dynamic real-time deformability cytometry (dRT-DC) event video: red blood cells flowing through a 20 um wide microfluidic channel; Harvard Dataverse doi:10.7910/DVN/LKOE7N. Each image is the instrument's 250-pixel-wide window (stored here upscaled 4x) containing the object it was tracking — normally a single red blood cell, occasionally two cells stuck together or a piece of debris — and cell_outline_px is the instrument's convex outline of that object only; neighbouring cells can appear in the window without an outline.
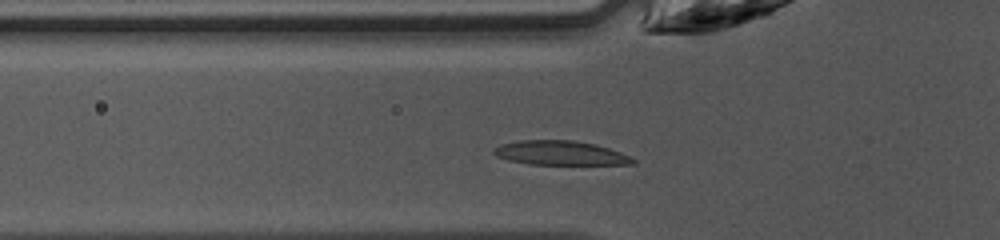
{"species": "common noctule bat (a hibernating species)", "species_latin": "Nyctalus noctula", "temperature_condition": "warm", "stored_images_in_passage": 28, "camera_frame_rate_fps": 3000, "um_per_image_px": 0.085, "animal": {"sex": "female", "body_mass_g": 10.0, "forearm_length_mm": 53.1}, "frame": {"image": 1, "passage_image": 3, "time_ms": 0.667, "image_size_px": [1000, 240], "cell_outline_px": [[636, 164], [528, 164], [508, 160], [496, 156], [492, 152], [500, 144], [520, 140], [572, 140], [596, 144], [620, 152], [636, 160]], "centroid_in_image_um": [47.61, 13.0], "position_along_channel_um": 78.2, "area_um2": 19.54}}
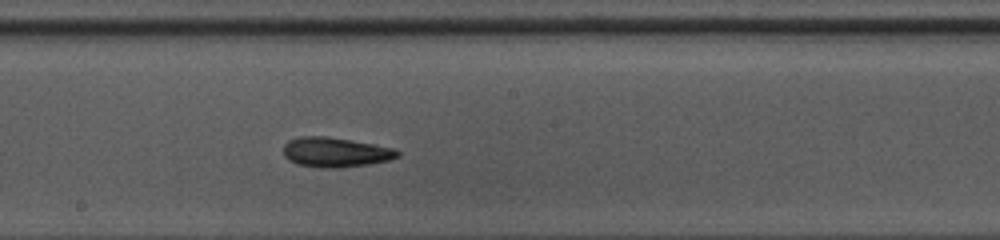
{"frame": {"image": 2, "passage_image": 13, "time_ms": 4.0, "image_size_px": [1000, 240], "cell_outline_px": [[400, 156], [388, 160], [368, 164], [344, 168], [320, 168], [296, 164], [288, 160], [284, 156], [284, 144], [288, 140], [300, 136], [324, 136], [396, 148], [400, 152]], "centroid_in_image_um": [28.49, 12.95], "position_along_channel_um": 219.7, "area_um2": 19.88}}
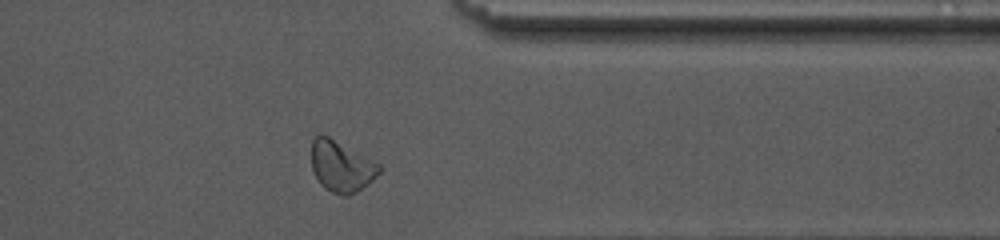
{"frame": {"image": 3, "passage_image": 25, "time_ms": 8.0, "image_size_px": [1000, 240], "cell_outline_px": [[380, 172], [368, 184], [356, 192], [348, 196], [344, 196], [332, 192], [324, 188], [320, 184], [312, 172], [312, 140], [320, 132], [328, 136], [380, 164]], "centroid_in_image_um": [28.98, 14.15], "position_along_channel_um": 382.4, "area_um2": 20.11}, "authors_computed_cell_mechanics": {"area_um2": 19.5364, "velocity_mm_per_s": 4.2023, "shape_relaxation_time_tau1_ms": 3.419, "shape_relaxation_time_tau2_ms": 3.3537, "deformation_change_tau1": 0.1406, "deformation_change_tau2": 0.0711}}